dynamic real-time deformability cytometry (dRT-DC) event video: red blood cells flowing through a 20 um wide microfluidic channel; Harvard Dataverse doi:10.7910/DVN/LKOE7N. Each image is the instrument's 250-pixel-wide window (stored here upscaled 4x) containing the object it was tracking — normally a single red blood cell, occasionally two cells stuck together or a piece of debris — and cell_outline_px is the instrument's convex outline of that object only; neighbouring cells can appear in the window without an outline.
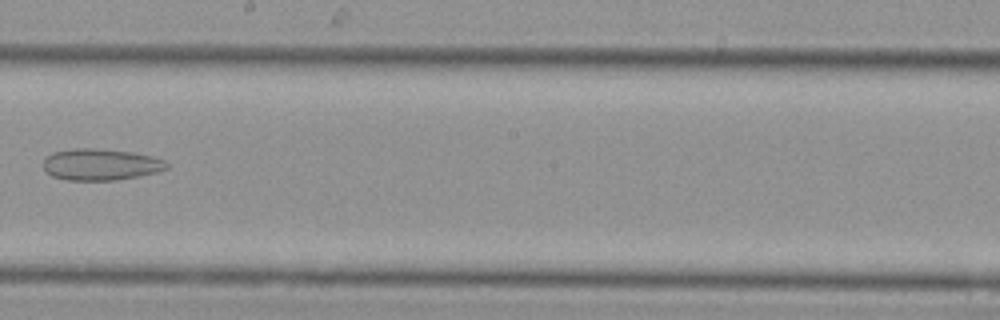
{"species": "Egyptian fruit bat (a non-hibernating species)", "species_latin": "Rousettus aegyptiacus", "temperature_condition": "cold", "stored_images_in_passage": 25, "camera_frame_rate_fps": 3000, "um_per_image_px": 0.085, "animal": {"sex": "female"}, "frame": {"image": 1, "passage_image": 15, "time_ms": 4.667, "image_size_px": [1000, 320], "cell_outline_px": [[168, 168], [156, 172], [140, 176], [116, 180], [68, 180], [52, 176], [44, 168], [44, 160], [52, 152], [76, 148], [92, 148], [132, 152], [152, 156], [164, 160], [168, 164]], "centroid_in_image_um": [8.57, 13.98], "position_along_channel_um": 239.6, "area_um2": 22.54}}
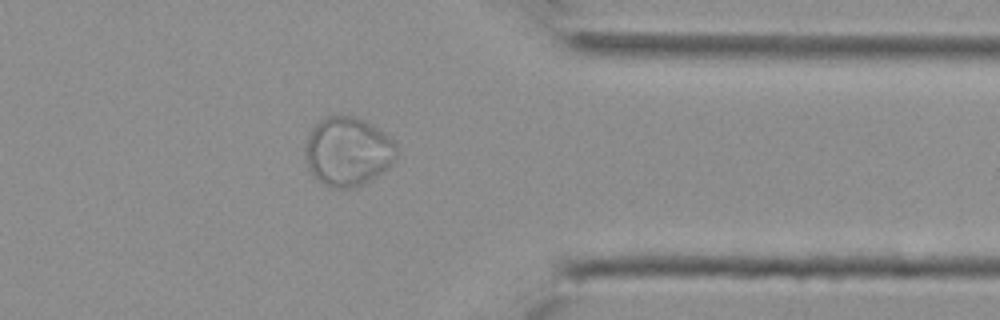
{"frame": {"image": 2, "passage_image": 22, "time_ms": 7.0, "image_size_px": [1000, 320], "cell_outline_px": [[396, 156], [392, 164], [384, 172], [356, 188], [332, 188], [316, 180], [312, 176], [308, 168], [304, 156], [304, 144], [312, 128], [320, 120], [328, 116], [348, 112], [364, 120], [388, 136], [396, 144]], "centroid_in_image_um": [29.53, 12.87], "position_along_channel_um": 381.9, "area_um2": 37.4}}